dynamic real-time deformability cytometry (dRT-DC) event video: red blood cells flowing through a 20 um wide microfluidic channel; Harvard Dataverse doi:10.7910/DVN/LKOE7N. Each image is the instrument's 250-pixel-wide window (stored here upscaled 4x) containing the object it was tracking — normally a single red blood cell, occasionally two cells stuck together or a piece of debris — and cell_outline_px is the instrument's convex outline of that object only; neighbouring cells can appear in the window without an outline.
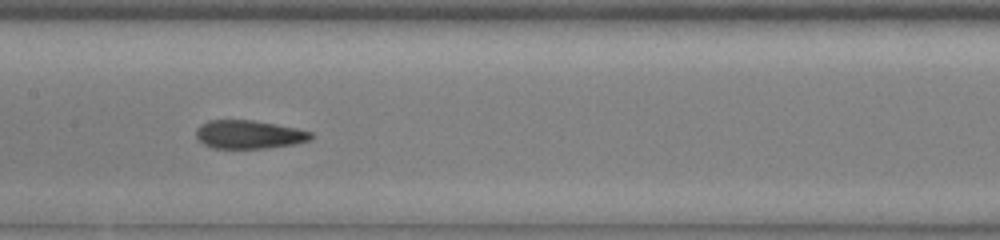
{"species": "common noctule bat (a hibernating species)", "species_latin": "Nyctalus noctula", "temperature_condition": "cold", "stored_images_in_passage": 37, "camera_frame_rate_fps": 3000, "um_per_image_px": 0.085, "animal": {"sex": "male", "body_mass_g": 13.0, "forearm_length_mm": 53.1}, "frame": {"image": 1, "passage_image": 11, "time_ms": 3.333, "image_size_px": [1000, 240], "cell_outline_px": [[316, 136], [308, 140], [296, 144], [264, 148], [212, 148], [196, 140], [196, 128], [200, 124], [208, 120], [252, 120], [296, 128], [312, 132]], "centroid_in_image_um": [21.14, 11.43], "position_along_channel_um": 186.3, "area_um2": 19.13}}
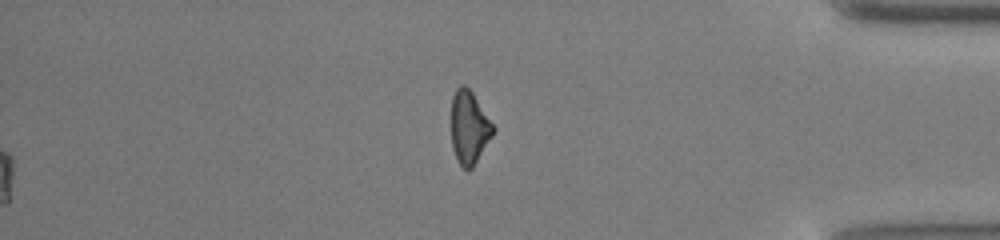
{"frame": {"image": 2, "passage_image": 37, "time_ms": 12.0, "image_size_px": [1000, 240], "cell_outline_px": [[496, 128], [492, 136], [472, 168], [468, 172], [456, 160], [452, 148], [452, 96], [456, 88], [460, 84], [464, 84], [472, 92]], "centroid_in_image_um": [39.88, 10.83], "position_along_channel_um": 395.3, "area_um2": 17.8}}